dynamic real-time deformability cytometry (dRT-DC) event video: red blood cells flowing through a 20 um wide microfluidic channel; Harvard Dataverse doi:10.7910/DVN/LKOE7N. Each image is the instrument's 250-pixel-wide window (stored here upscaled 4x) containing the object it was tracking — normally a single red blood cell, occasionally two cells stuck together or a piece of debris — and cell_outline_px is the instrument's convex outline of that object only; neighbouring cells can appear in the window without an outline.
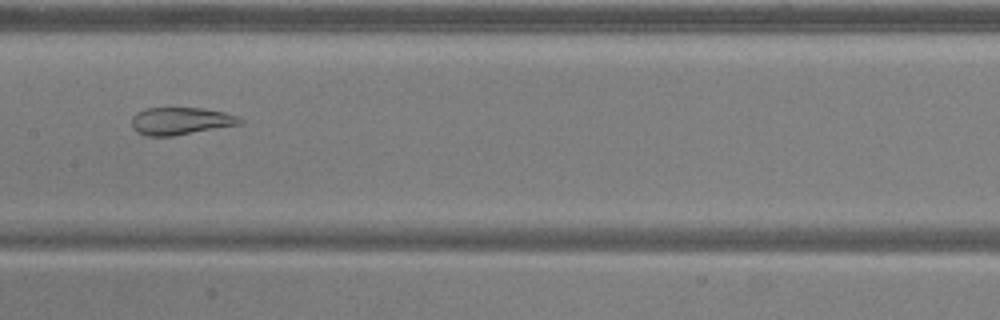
{"species": "common noctule bat (a hibernating species)", "species_latin": "Nyctalus noctula", "temperature_condition": "warm", "stored_images_in_passage": 35, "camera_frame_rate_fps": 3000, "um_per_image_px": 0.085, "animal": {"sex": "male", "body_mass_g": 20.5, "forearm_length_mm": 52.5}, "frame": {"image": 1, "passage_image": 20, "time_ms": 6.333, "image_size_px": [1000, 320], "cell_outline_px": [[244, 124], [172, 136], [144, 136], [136, 132], [132, 128], [132, 116], [136, 112], [148, 108], [204, 108], [224, 112], [236, 116], [244, 120]], "centroid_in_image_um": [15.36, 10.29], "position_along_channel_um": 192.0, "area_um2": 17.51}}
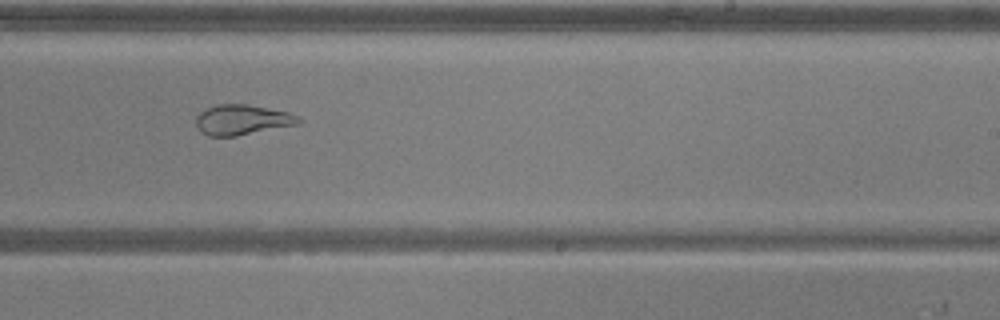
{"frame": {"image": 2, "passage_image": 26, "time_ms": 8.333, "image_size_px": [1000, 320], "cell_outline_px": [[304, 120], [296, 124], [236, 136], [208, 136], [200, 132], [196, 124], [196, 116], [200, 112], [216, 104], [248, 104], [288, 112]], "centroid_in_image_um": [20.55, 10.18], "position_along_channel_um": 268.5, "area_um2": 17.92}}
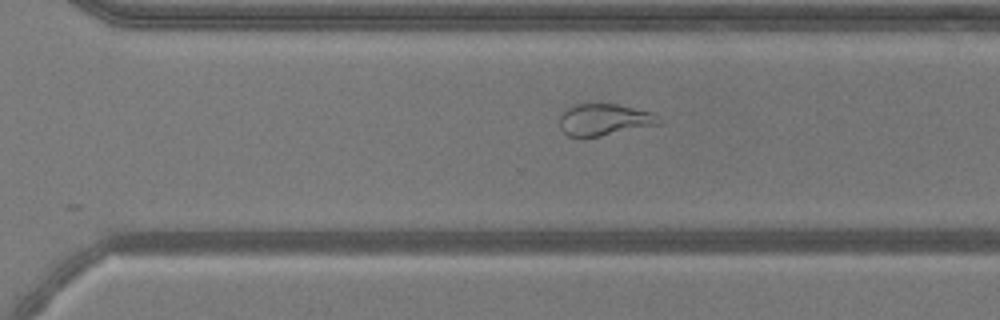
{"frame": {"image": 3, "passage_image": 30, "time_ms": 9.667, "image_size_px": [1000, 320], "cell_outline_px": [[664, 120], [660, 124], [580, 140], [568, 136], [560, 128], [560, 112], [564, 108], [572, 104], [620, 104], [652, 112], [660, 116]], "centroid_in_image_um": [51.33, 10.18], "position_along_channel_um": 319.3, "area_um2": 19.07}, "authors_computed_cell_mechanics": {"area_um2": 18.6694, "velocity_mm_per_s": 3.8383, "shape_relaxation_time_tau1_ms": null, "shape_relaxation_time_tau2_ms": 1.2863, "deformation_change_tau1": null, "deformation_change_tau2": 0.0803}}